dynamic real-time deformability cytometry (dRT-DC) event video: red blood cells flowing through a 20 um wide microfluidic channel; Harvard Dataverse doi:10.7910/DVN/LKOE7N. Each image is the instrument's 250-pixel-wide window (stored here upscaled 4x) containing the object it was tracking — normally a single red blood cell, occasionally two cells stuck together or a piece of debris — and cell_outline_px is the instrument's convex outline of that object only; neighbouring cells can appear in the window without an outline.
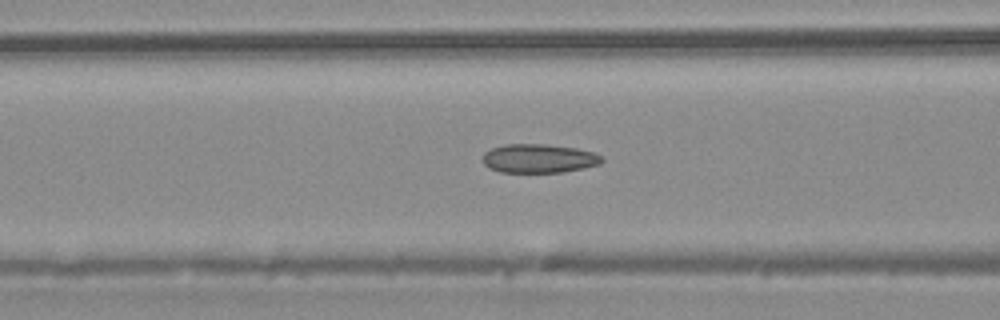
{"species": "common noctule bat (a hibernating species)", "species_latin": "Nyctalus noctula", "temperature_condition": "warm", "stored_images_in_passage": 44, "camera_frame_rate_fps": 3000, "um_per_image_px": 0.085, "animal": {"sex": "male", "body_mass_g": 20.4}, "frame": {"image": 1, "passage_image": 17, "time_ms": 5.333, "image_size_px": [1000, 320], "cell_outline_px": [[604, 160], [600, 164], [584, 168], [564, 172], [500, 172], [488, 168], [484, 164], [484, 152], [492, 148], [508, 144], [544, 144], [576, 148], [592, 152], [604, 156]], "centroid_in_image_um": [45.83, 13.47], "position_along_channel_um": 120.8, "area_um2": 20.06}}
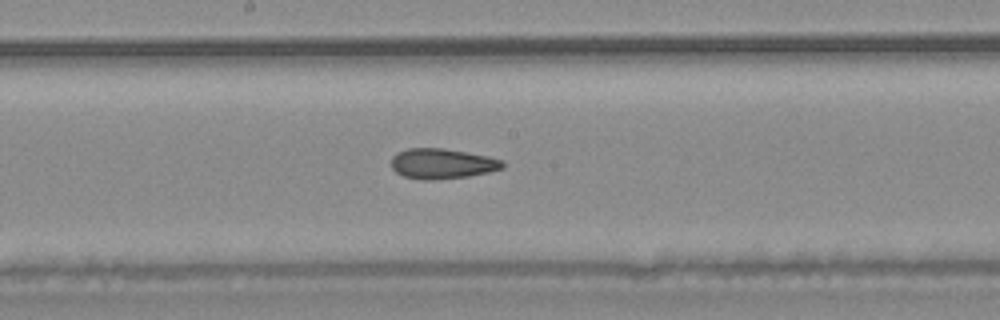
{"frame": {"image": 2, "passage_image": 23, "time_ms": 7.333, "image_size_px": [1000, 320], "cell_outline_px": [[504, 168], [488, 172], [468, 176], [432, 180], [420, 180], [404, 176], [396, 172], [392, 168], [392, 156], [396, 152], [408, 148], [444, 148], [488, 156], [504, 160]], "centroid_in_image_um": [37.58, 13.91], "position_along_channel_um": 210.6, "area_um2": 19.71}}
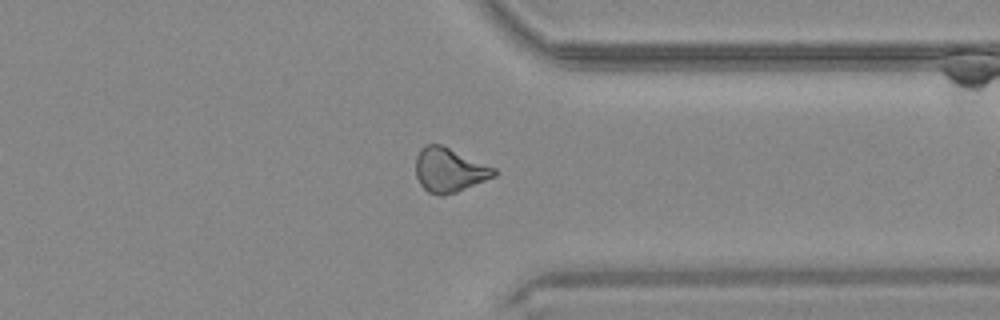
{"frame": {"image": 3, "passage_image": 34, "time_ms": 11.0, "image_size_px": [1000, 320], "cell_outline_px": [[496, 176], [456, 192], [444, 196], [440, 196], [428, 192], [420, 184], [416, 176], [416, 156], [420, 148], [428, 144], [444, 144], [496, 168]], "centroid_in_image_um": [38.19, 14.43], "position_along_channel_um": 373.2, "area_um2": 20.46}}